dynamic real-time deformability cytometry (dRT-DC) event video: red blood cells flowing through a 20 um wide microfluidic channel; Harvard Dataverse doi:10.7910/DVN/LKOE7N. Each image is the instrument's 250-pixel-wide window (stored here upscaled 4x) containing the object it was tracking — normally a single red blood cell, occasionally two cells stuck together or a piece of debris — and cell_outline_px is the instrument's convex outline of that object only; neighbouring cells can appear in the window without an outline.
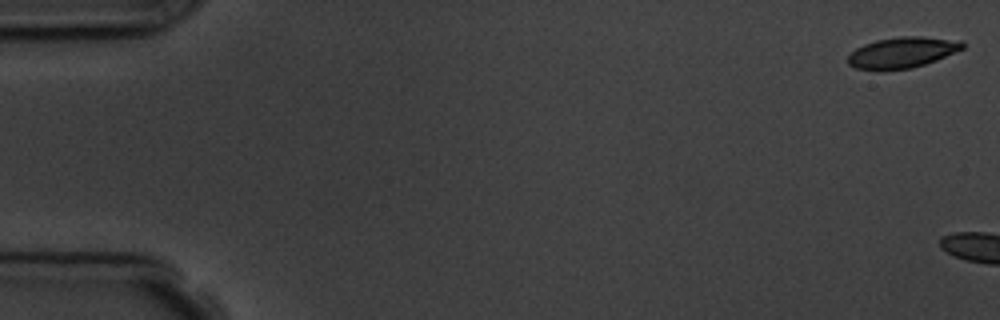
{"species": "common noctule bat (a hibernating species)", "species_latin": "Nyctalus noctula", "temperature_condition": "room temperature", "stored_images_in_passage": 3, "camera_frame_rate_fps": 3000, "um_per_image_px": 0.085, "animal": {"sex": "male", "body_mass_g": 19.5, "forearm_length_mm": 54.6}, "frame": {"image": 1, "passage_image": 1, "time_ms": 0.0, "image_size_px": [1000, 320], "cell_outline_px": [[964, 48], [936, 60], [912, 68], [856, 68], [848, 64], [848, 56], [856, 48], [864, 44], [876, 40], [900, 36], [920, 36], [964, 40]], "centroid_in_image_um": [76.74, 4.42], "position_along_channel_um": 8.3, "area_um2": 20.17}}